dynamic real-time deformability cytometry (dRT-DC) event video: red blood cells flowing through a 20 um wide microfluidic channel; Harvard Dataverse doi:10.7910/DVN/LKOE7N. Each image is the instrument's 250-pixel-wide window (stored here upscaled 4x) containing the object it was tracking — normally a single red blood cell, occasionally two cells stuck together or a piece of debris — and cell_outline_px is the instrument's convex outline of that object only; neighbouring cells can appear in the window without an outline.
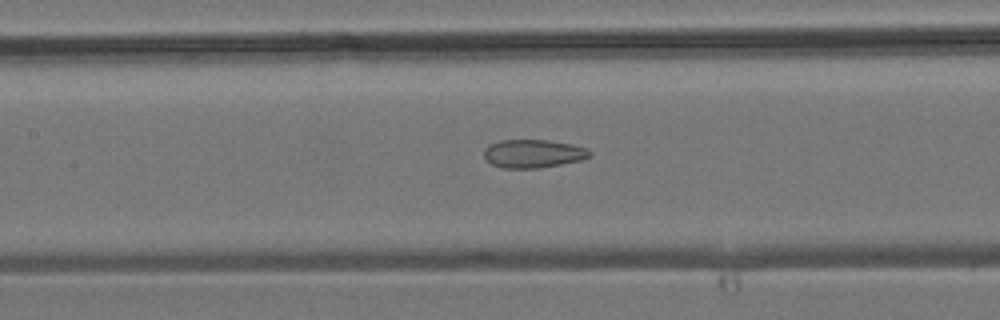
{"species": "common noctule bat (a hibernating species)", "species_latin": "Nyctalus noctula", "temperature_condition": "room temperature", "stored_images_in_passage": 24, "camera_frame_rate_fps": 3000, "um_per_image_px": 0.085, "animal": {"sex": "male", "body_mass_g": 19.2, "forearm_length_mm": 51.8}, "frame": {"image": 1, "passage_image": 20, "time_ms": 6.333, "image_size_px": [1000, 320], "cell_outline_px": [[592, 156], [580, 160], [540, 168], [504, 168], [492, 164], [484, 156], [484, 148], [488, 144], [500, 140], [548, 140], [572, 144], [588, 148], [592, 152]], "centroid_in_image_um": [45.34, 13.05], "position_along_channel_um": 162.1, "area_um2": 17.51}}
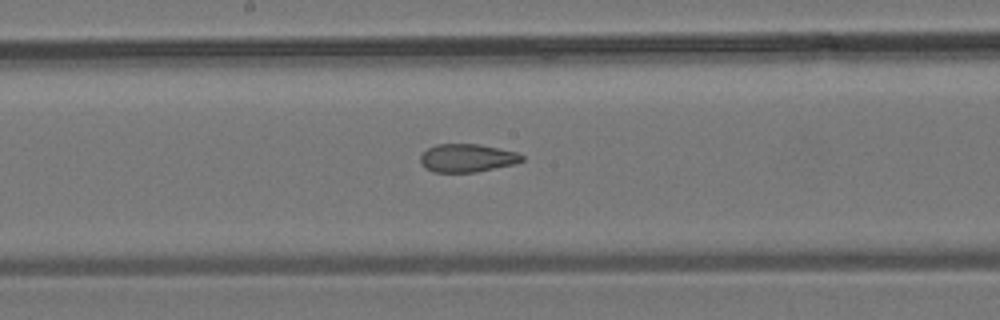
{"frame": {"image": 2, "passage_image": 23, "time_ms": 7.333, "image_size_px": [1000, 320], "cell_outline_px": [[524, 160], [516, 164], [476, 172], [432, 172], [424, 168], [420, 164], [420, 156], [428, 148], [436, 144], [480, 144], [516, 152], [524, 156]], "centroid_in_image_um": [39.7, 13.44], "position_along_channel_um": 208.5, "area_um2": 16.82}}